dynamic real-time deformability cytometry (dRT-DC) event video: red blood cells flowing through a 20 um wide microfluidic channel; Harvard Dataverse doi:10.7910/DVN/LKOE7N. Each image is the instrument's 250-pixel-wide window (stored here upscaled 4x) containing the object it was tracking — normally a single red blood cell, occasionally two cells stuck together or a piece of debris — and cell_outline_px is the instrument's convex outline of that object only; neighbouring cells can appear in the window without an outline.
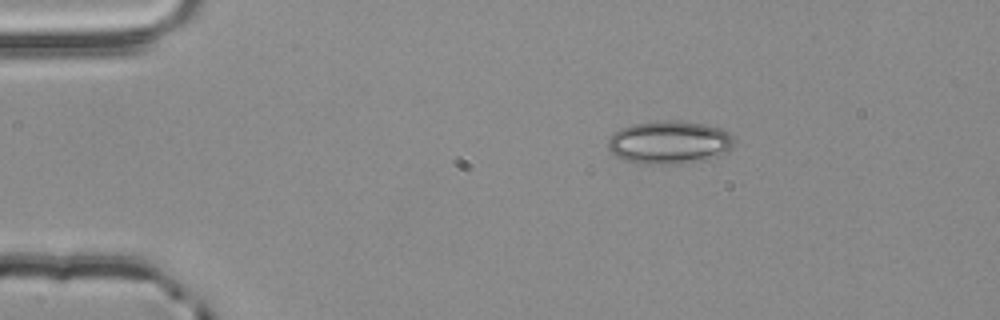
{"species": "common noctule bat (a hibernating species)", "species_latin": "Nyctalus noctula", "temperature_condition": "room temperature", "stored_images_in_passage": 3, "camera_frame_rate_fps": 3000, "um_per_image_px": 0.085, "animal": {"sex": "male", "body_mass_g": 20.4}, "frame": {"image": 1, "passage_image": 1, "time_ms": 0.0, "image_size_px": [1000, 320], "cell_outline_px": [[736, 140], [732, 148], [708, 160], [684, 164], [644, 164], [624, 160], [616, 156], [608, 148], [608, 140], [620, 128], [632, 124], [656, 120], [676, 120], [704, 124], [720, 128], [728, 132]], "centroid_in_image_um": [56.91, 12.1], "position_along_channel_um": 28.1, "area_um2": 32.02}}